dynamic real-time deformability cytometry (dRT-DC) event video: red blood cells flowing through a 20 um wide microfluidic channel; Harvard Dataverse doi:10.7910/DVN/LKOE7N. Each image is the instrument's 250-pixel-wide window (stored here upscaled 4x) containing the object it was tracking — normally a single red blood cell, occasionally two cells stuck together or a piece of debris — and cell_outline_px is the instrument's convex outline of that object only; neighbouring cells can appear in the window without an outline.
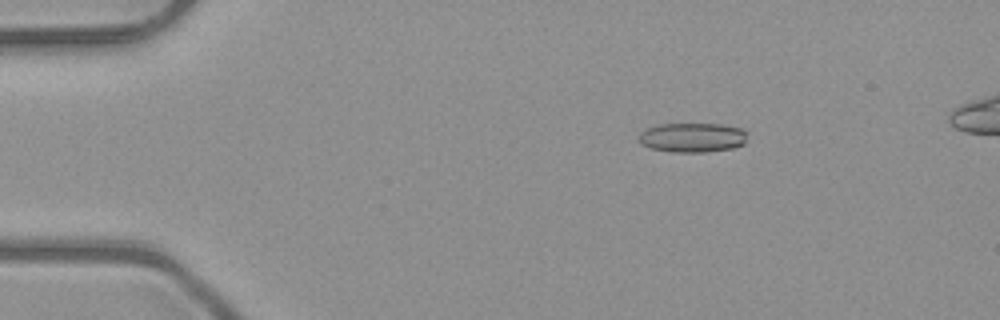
{"species": "common noctule bat (a hibernating species)", "species_latin": "Nyctalus noctula", "temperature_condition": "room temperature", "stored_images_in_passage": 6, "camera_frame_rate_fps": 3000, "um_per_image_px": 0.085, "animal": {"sex": "male", "body_mass_g": 23.1, "forearm_length_mm": 52.7}, "frame": {"image": 1, "passage_image": 3, "time_ms": 0.667, "image_size_px": [1000, 320], "cell_outline_px": [[748, 132], [744, 144], [732, 148], [704, 152], [672, 152], [652, 148], [640, 144], [640, 132], [648, 128], [660, 124], [720, 124], [740, 128]], "centroid_in_image_um": [58.88, 11.69], "position_along_channel_um": 26.1, "area_um2": 18.55}}